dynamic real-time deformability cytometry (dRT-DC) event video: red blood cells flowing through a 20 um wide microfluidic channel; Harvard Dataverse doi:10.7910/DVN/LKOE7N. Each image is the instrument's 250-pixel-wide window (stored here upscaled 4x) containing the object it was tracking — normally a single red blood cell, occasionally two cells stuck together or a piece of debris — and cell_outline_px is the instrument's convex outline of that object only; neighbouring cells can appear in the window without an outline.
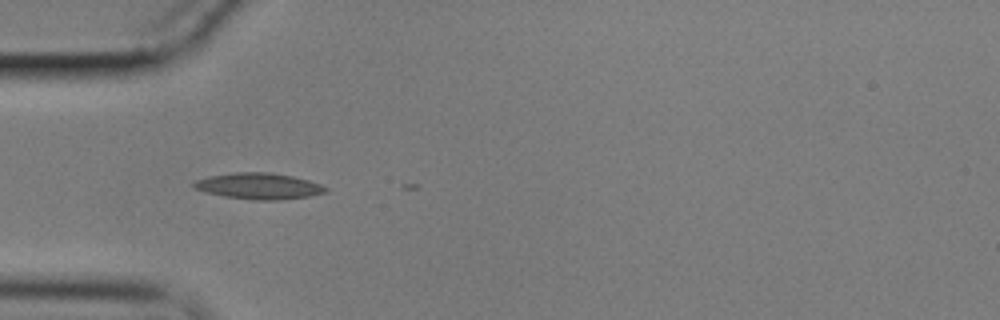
{"species": "common noctule bat (a hibernating species)", "species_latin": "Nyctalus noctula", "temperature_condition": "cold", "stored_images_in_passage": 6, "camera_frame_rate_fps": 3000, "um_per_image_px": 0.085, "animal": {"sex": "male", "body_mass_g": 17.9}, "frame": {"image": 1, "passage_image": 1, "time_ms": 0.0, "image_size_px": [1000, 320], "cell_outline_px": [[328, 192], [308, 196], [280, 200], [256, 200], [224, 196], [208, 192], [196, 188], [192, 184], [196, 180], [212, 176], [236, 172], [272, 172], [292, 176], [308, 180], [320, 184], [328, 188]], "centroid_in_image_um": [22.06, 15.81], "position_along_channel_um": 62.9, "area_um2": 19.83}}
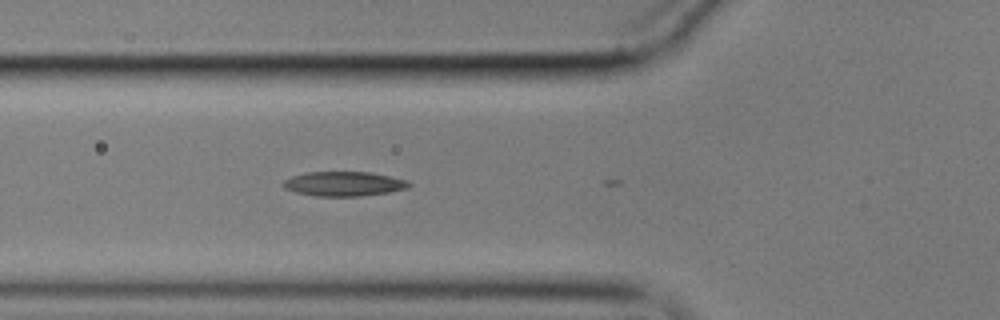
{"frame": {"image": 2, "passage_image": 4, "time_ms": 1.0, "image_size_px": [1000, 320], "cell_outline_px": [[412, 184], [408, 188], [388, 192], [360, 196], [316, 196], [296, 192], [284, 188], [280, 184], [284, 180], [292, 176], [308, 172], [368, 172], [408, 180]], "centroid_in_image_um": [29.21, 15.62], "position_along_channel_um": 96.6, "area_um2": 17.92}}